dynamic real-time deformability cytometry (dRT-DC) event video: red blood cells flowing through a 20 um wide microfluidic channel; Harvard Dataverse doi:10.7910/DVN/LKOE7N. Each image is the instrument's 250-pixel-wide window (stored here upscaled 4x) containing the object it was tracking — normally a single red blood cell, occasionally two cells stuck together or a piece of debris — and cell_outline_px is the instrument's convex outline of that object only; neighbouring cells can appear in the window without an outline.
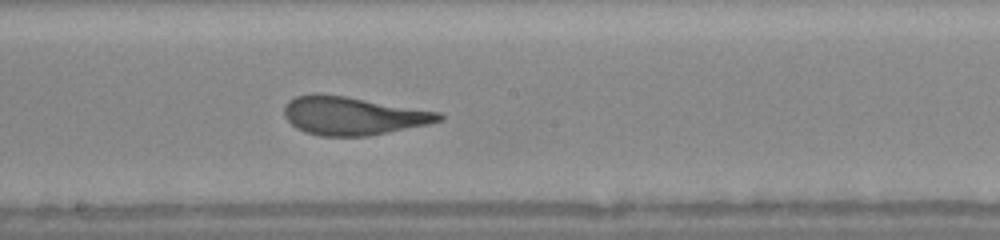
{"species": "human", "species_latin": "Homo sapiens", "temperature_condition": "warm", "stored_images_in_passage": 32, "camera_frame_rate_fps": 3000, "um_per_image_px": 0.085, "donor": {"sex": "female"}, "frame": {"image": 1, "passage_image": 19, "time_ms": 6.0, "image_size_px": [1000, 240], "cell_outline_px": [[444, 120], [428, 124], [368, 136], [320, 136], [304, 132], [296, 128], [284, 116], [284, 108], [288, 100], [296, 96], [344, 96], [440, 112], [444, 116]], "centroid_in_image_um": [30.03, 9.87], "position_along_channel_um": 218.2, "area_um2": 33.81}, "authors_computed_cell_mechanics": {"area_um2": 34.102, "velocity_mm_per_s": 4.2935, "shape_relaxation_time_tau1_ms": 5.1226, "shape_relaxation_time_tau2_ms": null, "deformation_change_tau1": 0.2362, "deformation_change_tau2": null}}